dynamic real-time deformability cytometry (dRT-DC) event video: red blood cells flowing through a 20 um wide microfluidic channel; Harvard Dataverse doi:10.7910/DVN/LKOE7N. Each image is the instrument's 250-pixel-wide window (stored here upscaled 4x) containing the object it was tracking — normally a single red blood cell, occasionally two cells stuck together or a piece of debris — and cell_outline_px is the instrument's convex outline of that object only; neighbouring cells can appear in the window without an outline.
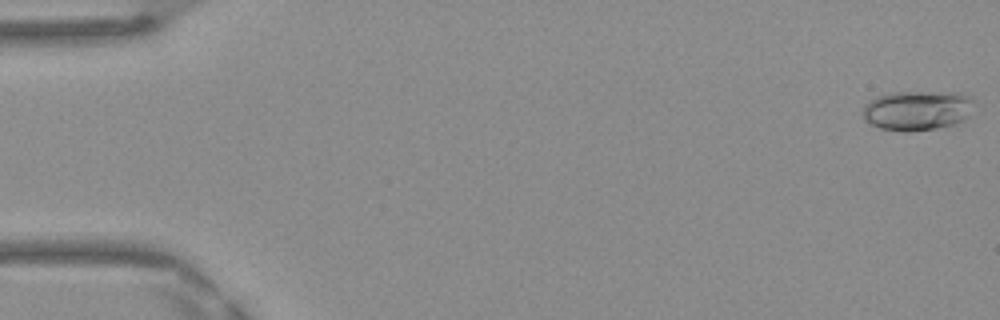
{"species": "Egyptian fruit bat (a non-hibernating species)", "species_latin": "Rousettus aegyptiacus", "temperature_condition": "warm", "stored_images_in_passage": 49, "camera_frame_rate_fps": 3000, "um_per_image_px": 0.085, "frame": {"image": 1, "passage_image": 1, "time_ms": 0.0, "image_size_px": [1000, 320], "cell_outline_px": [[972, 100], [968, 116], [964, 120], [956, 124], [936, 128], [908, 132], [900, 132], [880, 128], [864, 120], [864, 104], [868, 100], [876, 96], [892, 92], [960, 92], [972, 96]], "centroid_in_image_um": [77.95, 9.38], "position_along_channel_um": 7.1, "area_um2": 26.01}}
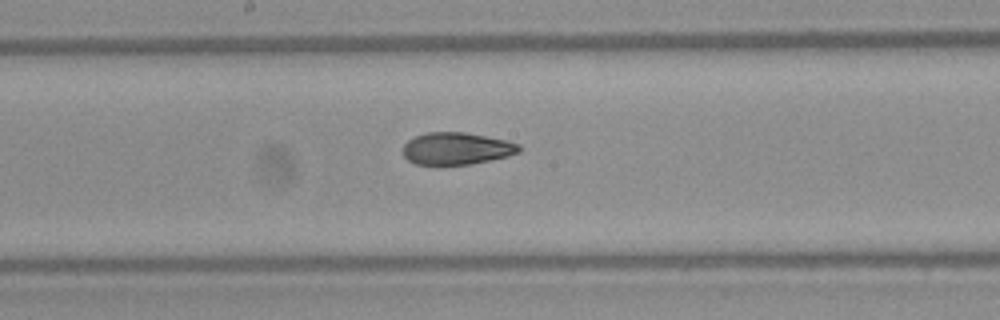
{"frame": {"image": 2, "passage_image": 26, "time_ms": 8.333, "image_size_px": [1000, 320], "cell_outline_px": [[524, 148], [520, 152], [508, 156], [472, 164], [416, 164], [408, 160], [404, 156], [404, 144], [408, 140], [416, 136], [428, 132], [464, 132], [504, 140], [520, 144]], "centroid_in_image_um": [38.84, 12.62], "position_along_channel_um": 209.4, "area_um2": 21.62}}
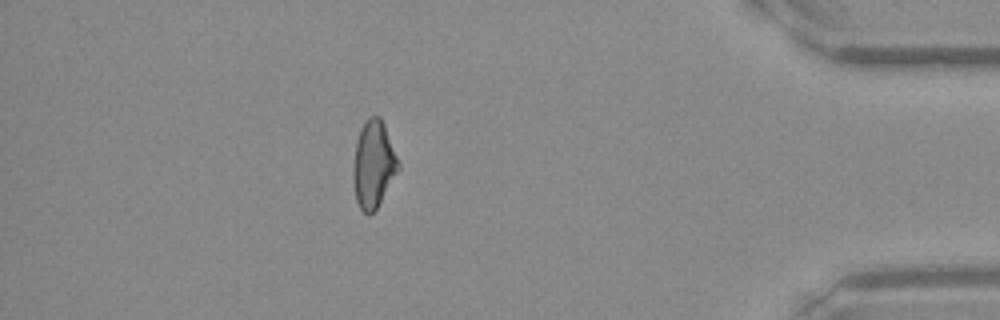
{"frame": {"image": 3, "passage_image": 43, "time_ms": 14.0, "image_size_px": [1000, 320], "cell_outline_px": [[400, 168], [376, 208], [368, 216], [360, 208], [356, 200], [352, 176], [352, 168], [356, 140], [360, 128], [368, 116], [380, 116], [384, 124], [400, 164]], "centroid_in_image_um": [31.72, 13.95], "position_along_channel_um": 403.5, "area_um2": 22.89}, "authors_computed_cell_mechanics": {"area_um2": 22.5998, "velocity_mm_per_s": 4.2032, "shape_relaxation_time_tau1_ms": null, "shape_relaxation_time_tau2_ms": 2.483, "deformation_change_tau1": null, "deformation_change_tau2": 0.0944}}